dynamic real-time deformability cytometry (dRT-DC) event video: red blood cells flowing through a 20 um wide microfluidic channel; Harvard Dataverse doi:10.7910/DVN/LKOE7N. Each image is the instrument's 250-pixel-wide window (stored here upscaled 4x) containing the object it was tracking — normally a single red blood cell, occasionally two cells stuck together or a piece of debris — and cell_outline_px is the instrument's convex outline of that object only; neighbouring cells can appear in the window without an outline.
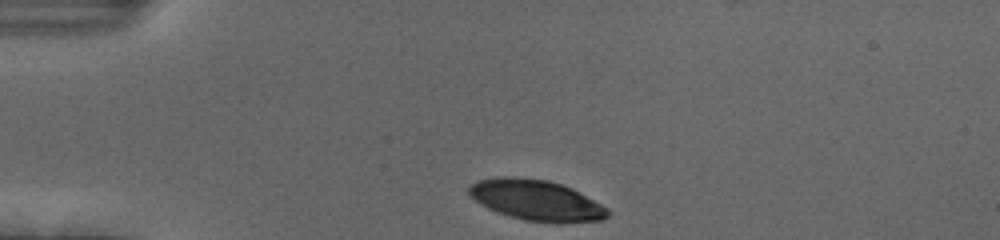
{"species": "human", "species_latin": "Homo sapiens", "temperature_condition": "cold", "stored_images_in_passage": 34, "camera_frame_rate_fps": 3000, "um_per_image_px": 0.085, "donor": {"sex": "female"}, "frame": {"image": 1, "passage_image": 1, "time_ms": 0.0, "image_size_px": [1000, 240], "cell_outline_px": [[612, 212], [604, 220], [560, 224], [552, 224], [524, 220], [496, 212], [480, 204], [468, 192], [468, 188], [472, 184], [480, 180], [500, 176], [512, 176], [548, 180], [572, 188], [580, 192], [608, 208]], "centroid_in_image_um": [45.65, 17.04], "position_along_channel_um": 39.4, "area_um2": 33.23}}
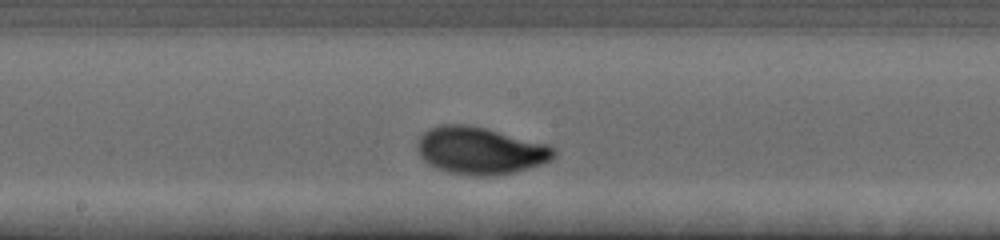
{"frame": {"image": 2, "passage_image": 18, "time_ms": 5.667, "image_size_px": [1000, 240], "cell_outline_px": [[556, 156], [540, 164], [516, 172], [488, 176], [472, 176], [448, 172], [436, 168], [428, 164], [416, 152], [416, 144], [420, 136], [428, 128], [440, 124], [464, 124], [484, 128], [548, 144], [556, 148]], "centroid_in_image_um": [40.78, 12.8], "position_along_channel_um": 207.4, "area_um2": 37.74}}
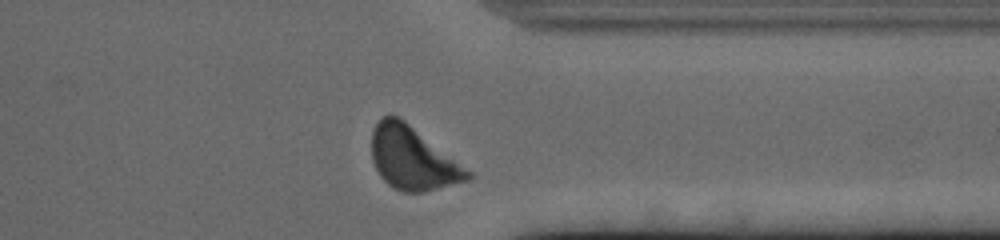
{"frame": {"image": 3, "passage_image": 32, "time_ms": 10.333, "image_size_px": [1000, 240], "cell_outline_px": [[472, 176], [468, 180], [424, 192], [404, 192], [392, 188], [380, 176], [372, 160], [372, 128], [384, 116], [396, 116], [404, 120], [472, 172]], "centroid_in_image_um": [35.06, 13.48], "position_along_channel_um": 376.3, "area_um2": 34.8}, "authors_computed_cell_mechanics": {"area_um2": 34.8245, "velocity_mm_per_s": 3.6671, "shape_relaxation_time_tau1_ms": 2.2128, "shape_relaxation_time_tau2_ms": null, "deformation_change_tau1": 0.1317, "deformation_change_tau2": null}}